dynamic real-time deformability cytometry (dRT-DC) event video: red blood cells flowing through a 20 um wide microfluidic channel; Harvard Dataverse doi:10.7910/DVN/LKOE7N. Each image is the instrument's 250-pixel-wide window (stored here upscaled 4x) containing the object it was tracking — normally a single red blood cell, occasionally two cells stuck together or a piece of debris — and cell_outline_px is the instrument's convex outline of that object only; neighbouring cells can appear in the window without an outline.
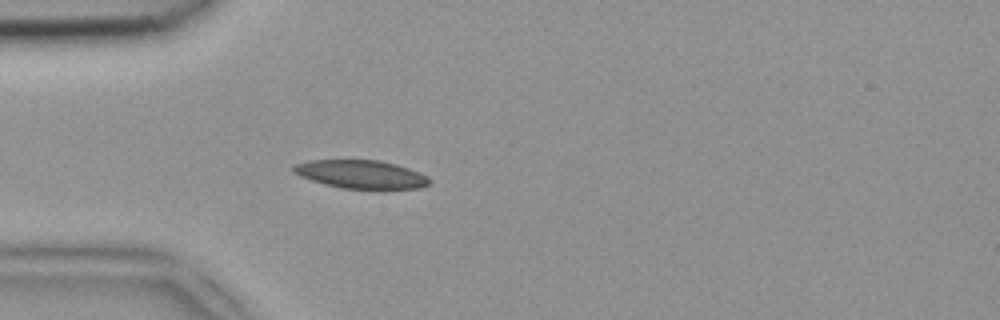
{"species": "common noctule bat (a hibernating species)", "species_latin": "Nyctalus noctula", "temperature_condition": "room temperature", "stored_images_in_passage": 30, "camera_frame_rate_fps": 3000, "um_per_image_px": 0.085, "animal": {"sex": "female", "body_mass_g": 18.4}, "frame": {"image": 1, "passage_image": 2, "time_ms": 0.333, "image_size_px": [1000, 320], "cell_outline_px": [[432, 180], [428, 184], [420, 188], [340, 188], [324, 184], [300, 176], [292, 172], [292, 164], [312, 160], [380, 160], [396, 164], [408, 168], [428, 176]], "centroid_in_image_um": [30.66, 14.8], "position_along_channel_um": 54.3, "area_um2": 22.31}}
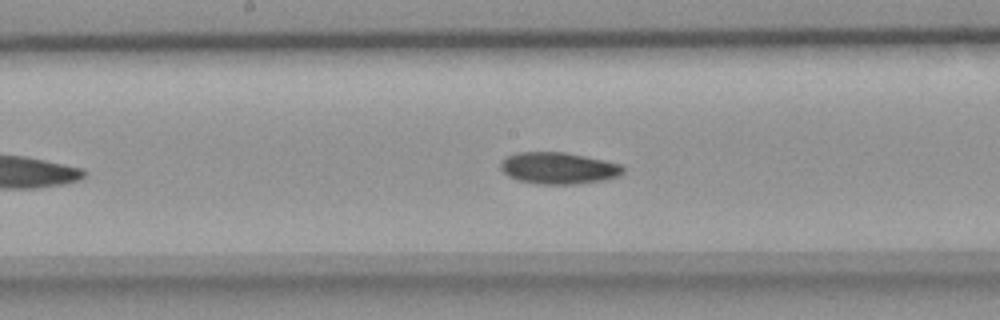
{"frame": {"image": 2, "passage_image": 13, "time_ms": 4.0, "image_size_px": [1000, 320], "cell_outline_px": [[624, 172], [620, 176], [604, 180], [576, 184], [536, 184], [516, 180], [508, 176], [500, 168], [500, 164], [504, 156], [516, 152], [564, 152], [604, 160], [620, 164], [624, 168]], "centroid_in_image_um": [47.44, 14.29], "position_along_channel_um": 200.8, "area_um2": 22.83}}
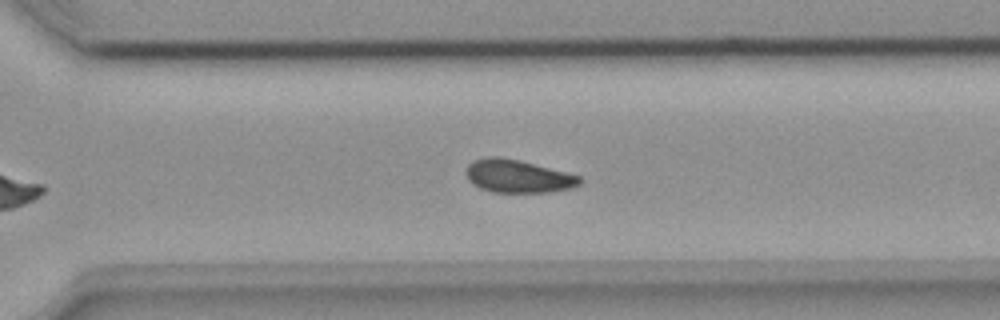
{"frame": {"image": 3, "passage_image": 22, "time_ms": 7.0, "image_size_px": [1000, 320], "cell_outline_px": [[580, 184], [572, 188], [552, 192], [492, 192], [480, 188], [472, 184], [468, 180], [464, 172], [468, 164], [472, 160], [484, 156], [500, 156], [520, 160], [580, 176]], "centroid_in_image_um": [43.95, 14.97], "position_along_channel_um": 326.6, "area_um2": 22.08}}